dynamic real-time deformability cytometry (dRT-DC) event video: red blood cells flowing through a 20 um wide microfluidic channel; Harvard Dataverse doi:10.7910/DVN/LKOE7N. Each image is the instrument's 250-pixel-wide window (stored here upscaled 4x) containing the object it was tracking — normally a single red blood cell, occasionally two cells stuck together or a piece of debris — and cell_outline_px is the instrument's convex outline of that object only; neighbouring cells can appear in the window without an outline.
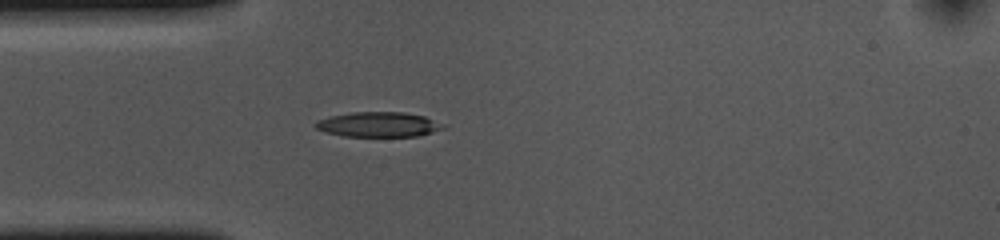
{"species": "common noctule bat (a hibernating species)", "species_latin": "Nyctalus noctula", "temperature_condition": "cold", "stored_images_in_passage": 40, "camera_frame_rate_fps": 3000, "um_per_image_px": 0.085, "animal": {"sex": "female", "body_mass_g": 10.0, "forearm_length_mm": 53.1}, "frame": {"image": 1, "passage_image": 1, "time_ms": 0.0, "image_size_px": [1000, 240], "cell_outline_px": [[444, 128], [432, 132], [416, 136], [344, 136], [324, 132], [316, 128], [316, 120], [328, 116], [352, 112], [404, 112], [424, 116], [444, 124]], "centroid_in_image_um": [32.14, 10.57], "position_along_channel_um": 52.9, "area_um2": 18.5}}
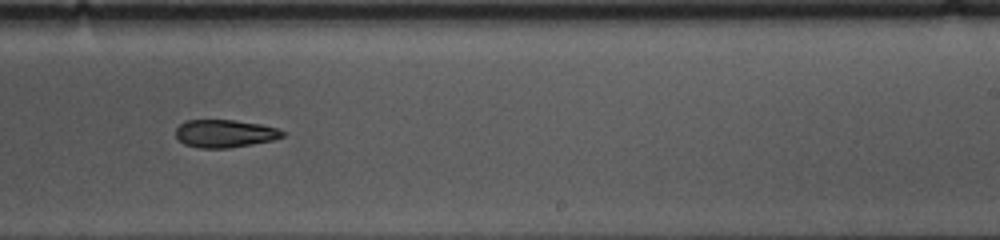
{"frame": {"image": 2, "passage_image": 19, "time_ms": 6.0, "image_size_px": [1000, 240], "cell_outline_px": [[288, 132], [284, 136], [272, 140], [252, 144], [228, 148], [200, 148], [184, 144], [176, 136], [176, 128], [184, 120], [236, 120], [260, 124], [276, 128]], "centroid_in_image_um": [19.12, 11.34], "position_along_channel_um": 269.9, "area_um2": 17.34}}
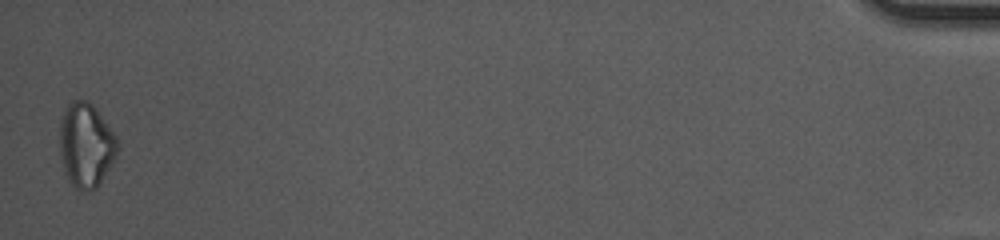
{"frame": {"image": 3, "passage_image": 40, "time_ms": 13.0, "image_size_px": [1000, 240], "cell_outline_px": [[120, 148], [112, 164], [100, 184], [96, 188], [88, 192], [76, 188], [68, 180], [64, 172], [60, 156], [60, 120], [64, 108], [72, 100], [88, 100], [96, 108], [116, 136], [120, 144]], "centroid_in_image_um": [7.32, 12.34], "position_along_channel_um": 427.9, "area_um2": 28.84}, "authors_computed_cell_mechanics": {"area_um2": 18.8717, "velocity_mm_per_s": 3.6752, "shape_relaxation_time_tau1_ms": 5.7573, "shape_relaxation_time_tau2_ms": null, "deformation_change_tau1": 0.1433, "deformation_change_tau2": null}}